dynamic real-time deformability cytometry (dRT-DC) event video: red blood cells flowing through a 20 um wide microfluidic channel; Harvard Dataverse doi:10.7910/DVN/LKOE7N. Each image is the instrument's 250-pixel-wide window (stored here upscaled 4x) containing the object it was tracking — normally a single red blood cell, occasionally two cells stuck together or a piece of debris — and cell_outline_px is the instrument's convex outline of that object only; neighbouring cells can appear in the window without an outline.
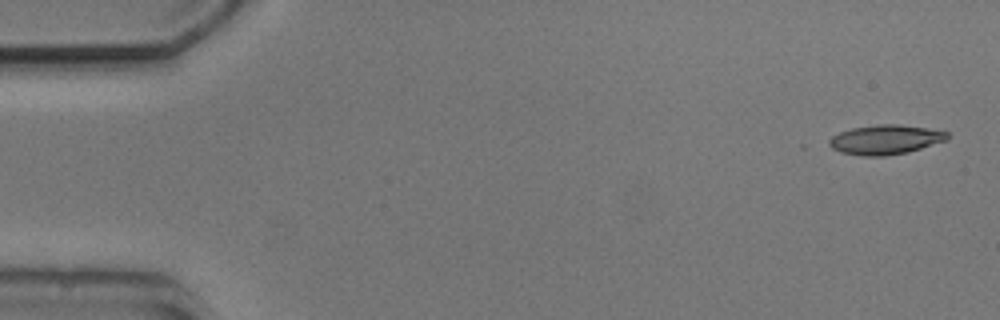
{"species": "common noctule bat (a hibernating species)", "species_latin": "Nyctalus noctula", "temperature_condition": "cold", "stored_images_in_passage": 4, "camera_frame_rate_fps": 3000, "um_per_image_px": 0.085, "animal": {"sex": "male", "body_mass_g": 20.5, "forearm_length_mm": 52.5}, "frame": {"image": 1, "passage_image": 1, "time_ms": 0.0, "image_size_px": [1000, 320], "cell_outline_px": [[948, 140], [908, 152], [884, 156], [864, 156], [840, 152], [832, 148], [828, 144], [828, 140], [832, 136], [840, 132], [852, 128], [876, 124], [900, 124], [948, 132]], "centroid_in_image_um": [75.24, 11.87], "position_along_channel_um": 9.8, "area_um2": 20.29}}